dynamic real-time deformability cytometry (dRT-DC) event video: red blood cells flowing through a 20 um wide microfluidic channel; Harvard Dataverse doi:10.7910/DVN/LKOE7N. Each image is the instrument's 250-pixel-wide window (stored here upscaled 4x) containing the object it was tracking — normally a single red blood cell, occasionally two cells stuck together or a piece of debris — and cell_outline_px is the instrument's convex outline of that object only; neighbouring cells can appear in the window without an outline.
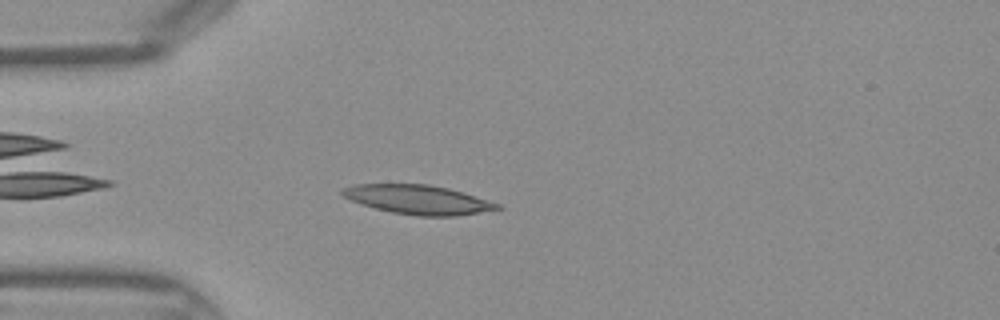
{"species": "Egyptian fruit bat (a non-hibernating species)", "species_latin": "Rousettus aegyptiacus", "temperature_condition": "warm", "stored_images_in_passage": 33, "camera_frame_rate_fps": 3000, "um_per_image_px": 0.085, "frame": {"image": 1, "passage_image": 3, "time_ms": 0.667, "image_size_px": [1000, 320], "cell_outline_px": [[504, 208], [456, 216], [416, 216], [392, 212], [376, 208], [352, 200], [344, 196], [340, 192], [344, 188], [356, 184], [428, 184], [448, 188], [500, 204]], "centroid_in_image_um": [35.56, 16.97], "position_along_channel_um": 49.4, "area_um2": 25.95}}
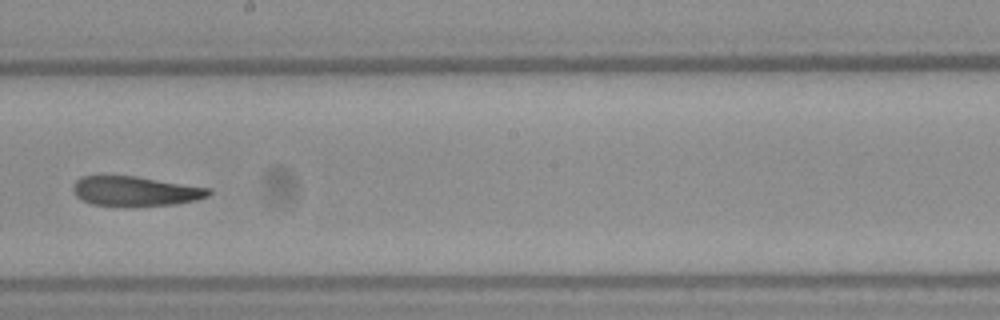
{"frame": {"image": 2, "passage_image": 16, "time_ms": 5.0, "image_size_px": [1000, 320], "cell_outline_px": [[212, 192], [208, 196], [196, 200], [176, 204], [124, 208], [92, 204], [80, 200], [76, 196], [72, 188], [72, 184], [80, 176], [136, 176], [212, 188]], "centroid_in_image_um": [11.49, 16.27], "position_along_channel_um": 236.7, "area_um2": 24.22}}
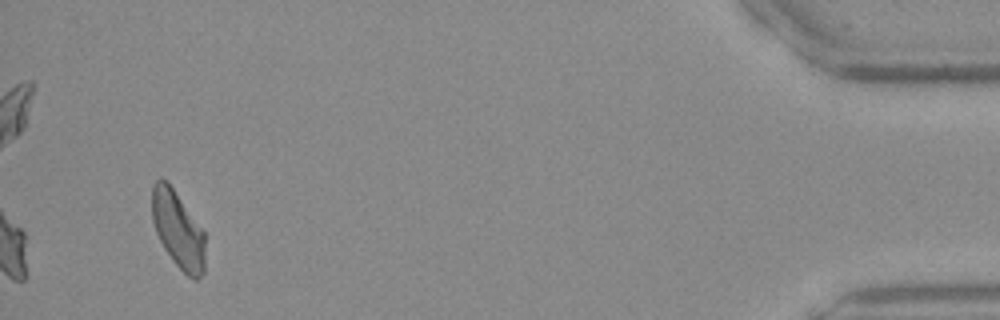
{"frame": {"image": 3, "passage_image": 33, "time_ms": 10.667, "image_size_px": [1000, 320], "cell_outline_px": [[204, 272], [196, 280], [188, 276], [172, 260], [164, 248], [156, 232], [152, 220], [152, 184], [160, 176], [168, 180], [204, 232]], "centroid_in_image_um": [15.1, 19.47], "position_along_channel_um": 420.1, "area_um2": 23.81}}